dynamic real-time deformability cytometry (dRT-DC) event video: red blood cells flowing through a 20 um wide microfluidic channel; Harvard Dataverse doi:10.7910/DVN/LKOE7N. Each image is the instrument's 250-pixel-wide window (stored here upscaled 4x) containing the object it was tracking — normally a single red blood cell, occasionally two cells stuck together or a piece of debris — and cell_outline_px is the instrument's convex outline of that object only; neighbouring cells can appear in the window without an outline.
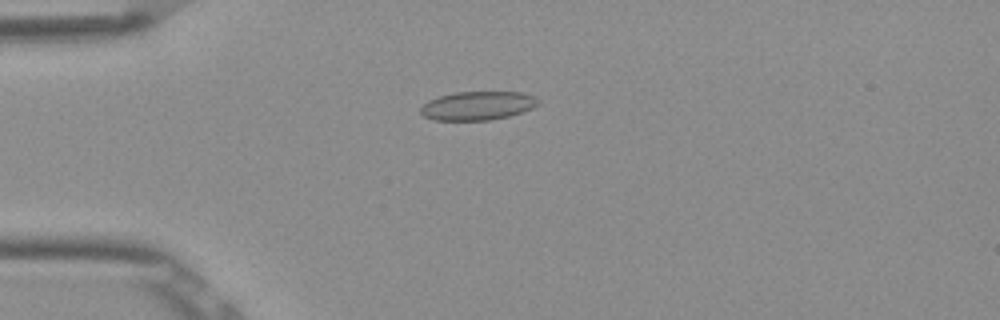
{"species": "Egyptian fruit bat (a non-hibernating species)", "species_latin": "Rousettus aegyptiacus", "temperature_condition": "room temperature", "stored_images_in_passage": 53, "camera_frame_rate_fps": 3000, "um_per_image_px": 0.085, "frame": {"image": 1, "passage_image": 14, "time_ms": 4.333, "image_size_px": [1000, 320], "cell_outline_px": [[540, 104], [532, 108], [508, 116], [492, 120], [432, 120], [424, 116], [420, 112], [420, 108], [428, 100], [440, 96], [456, 92], [520, 92], [536, 96], [540, 100]], "centroid_in_image_um": [40.61, 8.98], "position_along_channel_um": 44.4, "area_um2": 19.71}}
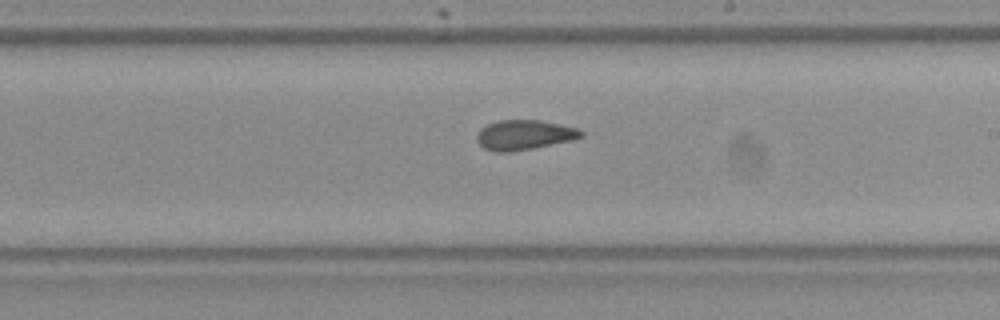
{"frame": {"image": 2, "passage_image": 31, "time_ms": 10.0, "image_size_px": [1000, 320], "cell_outline_px": [[584, 136], [572, 140], [512, 152], [492, 152], [484, 148], [476, 140], [476, 136], [480, 128], [488, 124], [500, 120], [540, 120], [580, 128], [584, 132]], "centroid_in_image_um": [44.57, 11.47], "position_along_channel_um": 244.4, "area_um2": 18.26}}
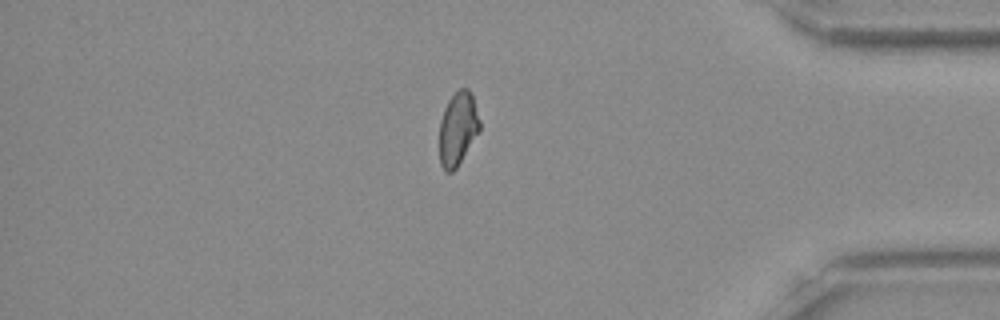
{"frame": {"image": 3, "passage_image": 45, "time_ms": 14.667, "image_size_px": [1000, 320], "cell_outline_px": [[480, 128], [456, 168], [452, 172], [444, 172], [440, 164], [440, 120], [444, 108], [448, 100], [460, 88], [468, 88], [472, 96], [480, 120]], "centroid_in_image_um": [38.89, 10.93], "position_along_channel_um": 396.3, "area_um2": 16.94}, "authors_computed_cell_mechanics": {"area_um2": 18.5538, "velocity_mm_per_s": 3.8976, "shape_relaxation_time_tau1_ms": null, "shape_relaxation_time_tau2_ms": 2.4217, "deformation_change_tau1": null, "deformation_change_tau2": 0.0611}}